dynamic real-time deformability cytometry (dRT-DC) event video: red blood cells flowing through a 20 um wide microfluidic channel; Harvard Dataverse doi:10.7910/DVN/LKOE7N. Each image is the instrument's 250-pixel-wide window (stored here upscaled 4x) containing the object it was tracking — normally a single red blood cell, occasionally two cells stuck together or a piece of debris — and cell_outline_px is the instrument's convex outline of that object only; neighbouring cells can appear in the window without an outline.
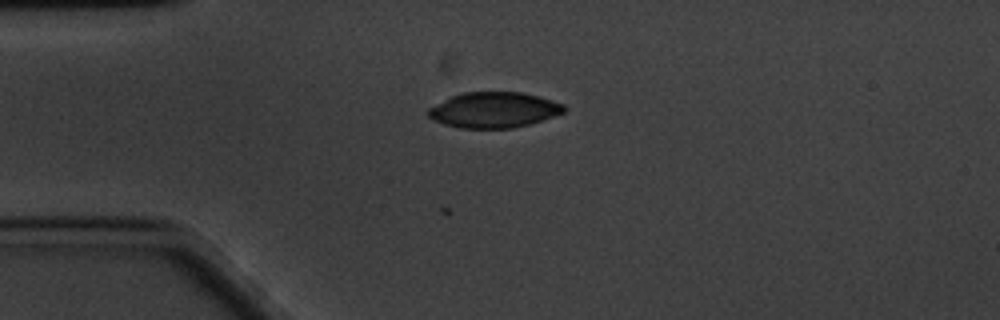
{"species": "common noctule bat (a hibernating species)", "species_latin": "Nyctalus noctula", "temperature_condition": "cold", "stored_images_in_passage": 6, "camera_frame_rate_fps": 3000, "um_per_image_px": 0.085, "animal": {"sex": "male", "body_mass_g": 20.1, "forearm_length_mm": 53.5}, "frame": {"image": 1, "passage_image": 6, "time_ms": 1.667, "image_size_px": [1000, 320], "cell_outline_px": [[568, 108], [564, 112], [528, 124], [512, 128], [460, 128], [444, 124], [432, 120], [424, 112], [428, 108], [452, 96], [464, 92], [520, 92], [552, 100], [564, 104]], "centroid_in_image_um": [41.94, 9.34], "position_along_channel_um": 43.1, "area_um2": 28.03}}